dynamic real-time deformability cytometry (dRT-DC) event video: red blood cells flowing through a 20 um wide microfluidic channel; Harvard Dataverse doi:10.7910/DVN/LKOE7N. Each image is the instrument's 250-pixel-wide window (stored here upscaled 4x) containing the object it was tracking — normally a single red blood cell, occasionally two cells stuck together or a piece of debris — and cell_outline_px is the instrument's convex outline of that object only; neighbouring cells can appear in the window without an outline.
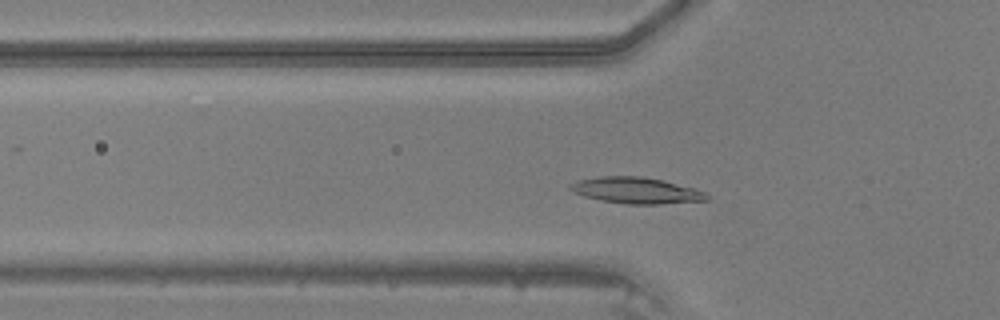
{"species": "common noctule bat (a hibernating species)", "species_latin": "Nyctalus noctula", "temperature_condition": "warm", "stored_images_in_passage": 41, "camera_frame_rate_fps": 3000, "um_per_image_px": 0.085, "animal": {"sex": "male", "body_mass_g": 20.5, "forearm_length_mm": 52.5}, "frame": {"image": 1, "passage_image": 10, "time_ms": 3.0, "image_size_px": [1000, 320], "cell_outline_px": [[712, 196], [708, 200], [660, 204], [628, 204], [600, 200], [584, 196], [568, 188], [572, 184], [580, 180], [600, 176], [640, 176], [660, 180], [696, 188]], "centroid_in_image_um": [54.14, 16.19], "position_along_channel_um": 71.7, "area_um2": 20.63}}
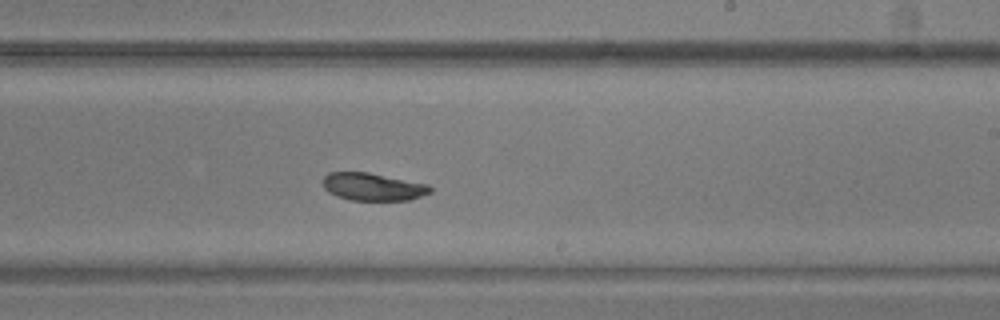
{"frame": {"image": 2, "passage_image": 23, "time_ms": 7.333, "image_size_px": [1000, 320], "cell_outline_px": [[432, 192], [408, 200], [352, 200], [336, 196], [328, 192], [324, 188], [324, 176], [328, 172], [368, 172], [428, 184], [432, 188]], "centroid_in_image_um": [31.69, 15.87], "position_along_channel_um": 257.3, "area_um2": 17.22}}
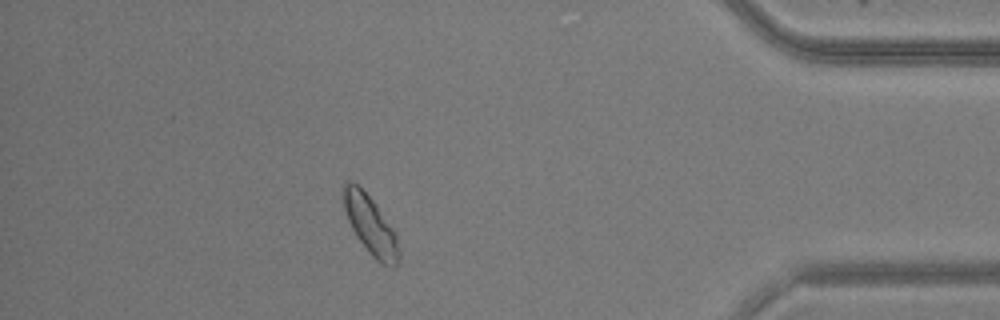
{"frame": {"image": 3, "passage_image": 36, "time_ms": 11.667, "image_size_px": [1000, 320], "cell_outline_px": [[400, 260], [396, 268], [392, 268], [380, 264], [372, 256], [356, 236], [348, 220], [340, 196], [340, 188], [344, 180], [348, 180], [356, 184], [376, 204], [396, 232], [400, 248]], "centroid_in_image_um": [31.49, 19.14], "position_along_channel_um": 403.7, "area_um2": 19.59}}